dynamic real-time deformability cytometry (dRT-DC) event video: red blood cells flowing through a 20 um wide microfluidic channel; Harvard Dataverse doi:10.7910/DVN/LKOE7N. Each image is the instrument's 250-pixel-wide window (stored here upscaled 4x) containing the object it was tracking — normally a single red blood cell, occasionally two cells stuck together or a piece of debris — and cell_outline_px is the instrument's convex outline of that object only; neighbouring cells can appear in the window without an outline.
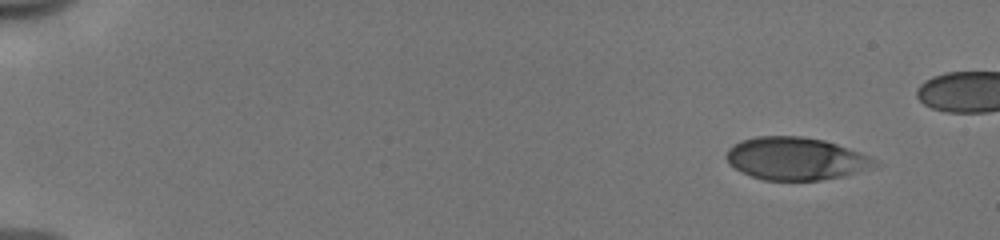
{"species": "human", "species_latin": "Homo sapiens", "temperature_condition": "cold", "stored_images_in_passage": 46, "camera_frame_rate_fps": 3000, "um_per_image_px": 0.085, "donor": {"sex": "male"}, "frame": {"image": 1, "passage_image": 1, "time_ms": 0.0, "image_size_px": [1000, 240], "cell_outline_px": [[884, 164], [876, 168], [844, 176], [820, 180], [764, 180], [740, 172], [728, 164], [724, 156], [728, 148], [740, 140], [756, 136], [800, 136], [824, 140], [860, 152]], "centroid_in_image_um": [67.66, 13.49], "position_along_channel_um": 17.3, "area_um2": 37.4}}
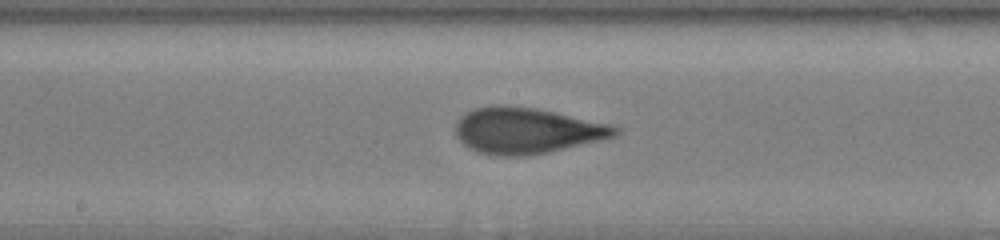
{"frame": {"image": 2, "passage_image": 26, "time_ms": 8.333, "image_size_px": [1000, 240], "cell_outline_px": [[620, 132], [616, 136], [600, 140], [548, 152], [524, 156], [500, 156], [480, 152], [468, 148], [456, 136], [456, 124], [460, 116], [476, 108], [496, 104], [504, 104], [532, 108], [612, 124], [620, 128]], "centroid_in_image_um": [44.76, 11.1], "position_along_channel_um": 203.4, "area_um2": 42.48}}
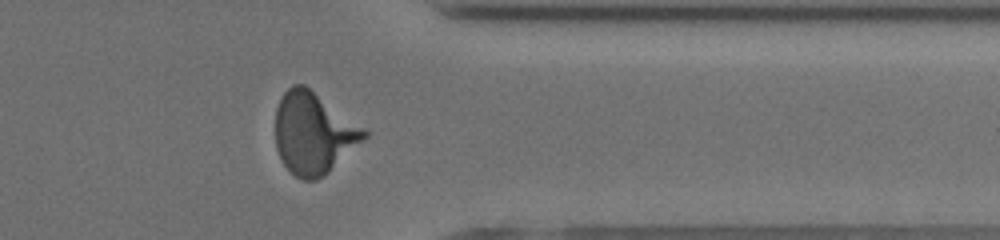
{"frame": {"image": 3, "passage_image": 40, "time_ms": 13.0, "image_size_px": [1000, 240], "cell_outline_px": [[372, 132], [364, 140], [328, 172], [316, 180], [304, 180], [296, 176], [284, 164], [276, 148], [276, 108], [284, 92], [292, 84], [304, 84]], "centroid_in_image_um": [26.68, 11.3], "position_along_channel_um": 384.7, "area_um2": 42.14}}